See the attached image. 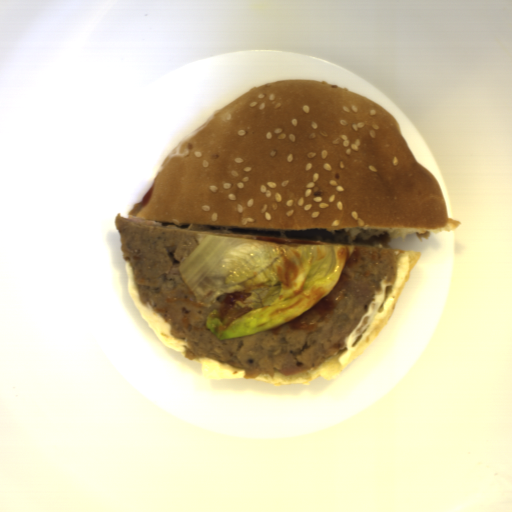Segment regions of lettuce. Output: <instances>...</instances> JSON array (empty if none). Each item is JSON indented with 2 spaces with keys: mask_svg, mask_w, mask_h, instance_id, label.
<instances>
[{
  "mask_svg": "<svg viewBox=\"0 0 512 512\" xmlns=\"http://www.w3.org/2000/svg\"><path fill=\"white\" fill-rule=\"evenodd\" d=\"M355 244H279L205 235L179 273L220 339L278 328L317 306L338 283Z\"/></svg>",
  "mask_w": 512,
  "mask_h": 512,
  "instance_id": "1",
  "label": "lettuce"
}]
</instances>
